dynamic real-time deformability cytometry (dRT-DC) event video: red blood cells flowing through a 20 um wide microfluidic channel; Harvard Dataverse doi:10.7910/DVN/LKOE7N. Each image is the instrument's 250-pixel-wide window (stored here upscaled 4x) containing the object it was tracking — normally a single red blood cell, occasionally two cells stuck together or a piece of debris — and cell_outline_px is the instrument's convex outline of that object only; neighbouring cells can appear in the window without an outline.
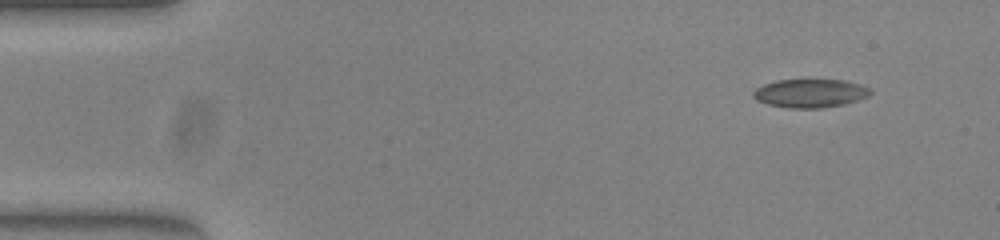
{"species": "common noctule bat (a hibernating species)", "species_latin": "Nyctalus noctula", "temperature_condition": "warm", "stored_images_in_passage": 48, "camera_frame_rate_fps": 3000, "um_per_image_px": 0.085, "animal": {"sex": "female", "body_mass_g": 23.0, "forearm_length_mm": 53.4}, "frame": {"image": 1, "passage_image": 1, "time_ms": 0.0, "image_size_px": [1000, 240], "cell_outline_px": [[872, 92], [868, 96], [844, 104], [820, 108], [792, 108], [768, 104], [756, 100], [752, 96], [752, 92], [756, 88], [764, 84], [780, 80], [840, 80], [856, 84], [868, 88]], "centroid_in_image_um": [68.81, 7.93], "position_along_channel_um": 16.2, "area_um2": 19.07}}
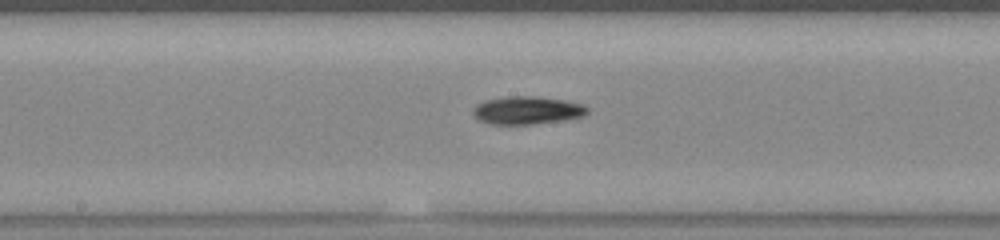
{"frame": {"image": 2, "passage_image": 23, "time_ms": 7.333, "image_size_px": [1000, 240], "cell_outline_px": [[588, 112], [580, 116], [560, 120], [532, 124], [492, 124], [480, 120], [476, 116], [476, 108], [480, 104], [488, 100], [508, 96], [532, 96], [564, 100], [580, 104], [588, 108]], "centroid_in_image_um": [44.84, 9.37], "position_along_channel_um": 203.4, "area_um2": 17.8}}
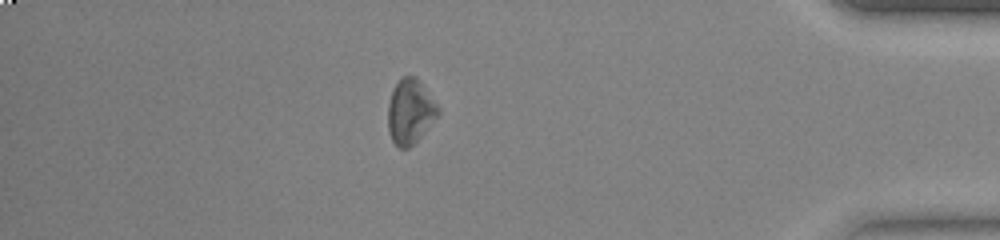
{"frame": {"image": 3, "passage_image": 41, "time_ms": 13.333, "image_size_px": [1000, 240], "cell_outline_px": [[440, 112], [420, 136], [408, 148], [400, 148], [392, 140], [388, 128], [388, 104], [392, 92], [396, 84], [404, 76], [416, 76], [440, 108]], "centroid_in_image_um": [34.86, 9.47], "position_along_channel_um": 400.3, "area_um2": 18.44}}